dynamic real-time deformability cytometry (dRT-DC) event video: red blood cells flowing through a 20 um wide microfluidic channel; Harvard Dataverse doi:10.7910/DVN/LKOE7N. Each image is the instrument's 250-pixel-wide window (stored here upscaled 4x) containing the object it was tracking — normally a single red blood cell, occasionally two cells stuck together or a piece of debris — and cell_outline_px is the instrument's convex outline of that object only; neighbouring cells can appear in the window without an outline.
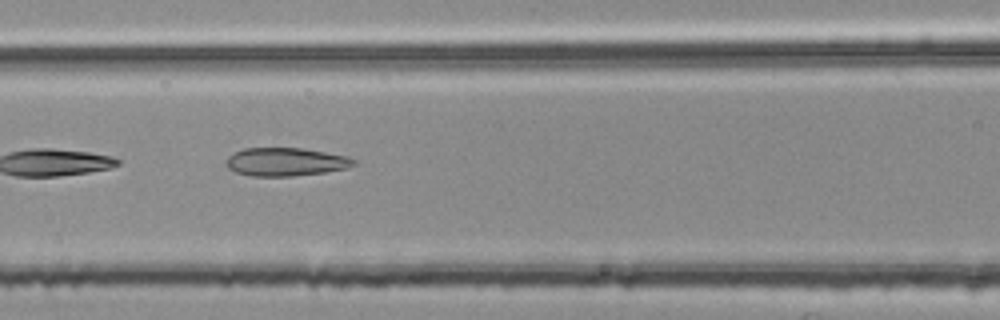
{"species": "common noctule bat (a hibernating species)", "species_latin": "Nyctalus noctula", "temperature_condition": "room temperature", "stored_images_in_passage": 5, "camera_frame_rate_fps": 3000, "um_per_image_px": 0.085, "animal": {"sex": "female", "body_mass_g": 25.1}, "frame": {"image": 1, "passage_image": 5, "time_ms": 1.333, "image_size_px": [1000, 320], "cell_outline_px": [[356, 164], [348, 168], [324, 172], [292, 176], [252, 176], [236, 172], [228, 168], [224, 164], [228, 156], [244, 148], [304, 148], [344, 156], [356, 160]], "centroid_in_image_um": [24.26, 13.76], "position_along_channel_um": 142.3, "area_um2": 20.92}}